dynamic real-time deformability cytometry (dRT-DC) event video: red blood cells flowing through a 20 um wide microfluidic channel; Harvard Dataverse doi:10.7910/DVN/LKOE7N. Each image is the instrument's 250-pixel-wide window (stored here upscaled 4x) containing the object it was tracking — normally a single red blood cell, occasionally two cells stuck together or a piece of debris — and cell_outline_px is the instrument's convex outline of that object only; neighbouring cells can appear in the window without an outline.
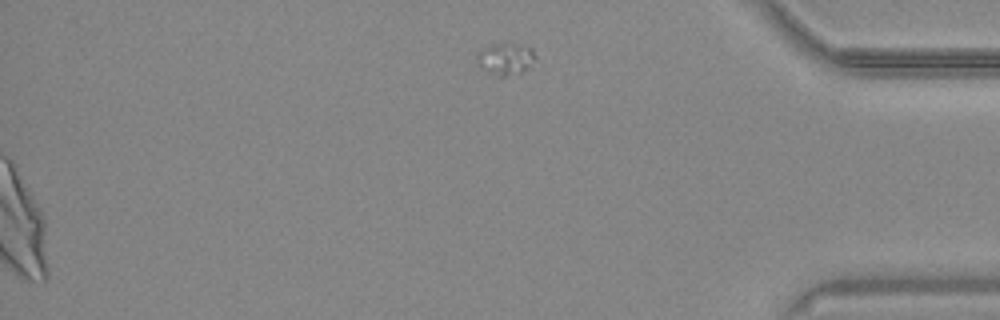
{"species": "common noctule bat (a hibernating species)", "species_latin": "Nyctalus noctula", "temperature_condition": "warm", "stored_images_in_passage": 55, "segment_of_instrument_passage": [2, 2], "camera_frame_rate_fps": 3000, "um_per_image_px": 0.085, "animal": {"sex": "male", "body_mass_g": 20.4}, "frame": {"image": 1, "passage_image": 55, "time_ms": 18.0, "image_size_px": [1000, 320], "cell_outline_px": [[536, 56], [528, 68], [520, 72], [504, 76], [496, 76], [480, 68], [476, 64], [476, 52], [480, 48], [492, 44], [512, 44], [532, 48]], "centroid_in_image_um": [42.89, 5.0], "position_along_channel_um": 392.3, "area_um2": 10.87}}